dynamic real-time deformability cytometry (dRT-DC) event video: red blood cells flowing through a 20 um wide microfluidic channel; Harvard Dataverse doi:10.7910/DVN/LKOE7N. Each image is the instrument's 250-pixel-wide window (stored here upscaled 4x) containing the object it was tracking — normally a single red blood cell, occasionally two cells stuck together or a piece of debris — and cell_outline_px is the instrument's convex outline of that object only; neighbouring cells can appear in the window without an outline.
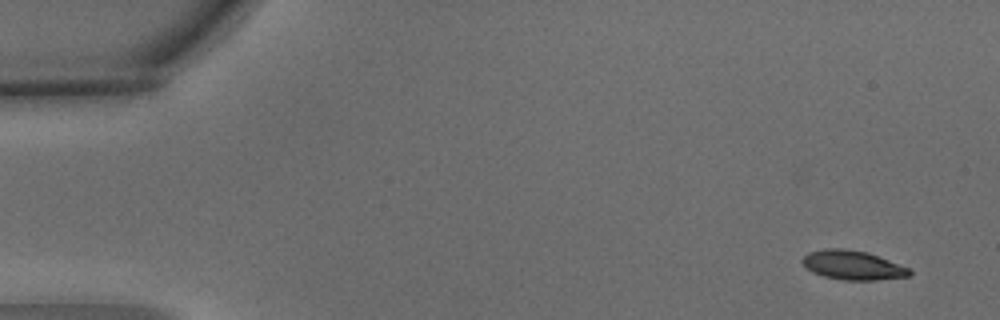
{"species": "common noctule bat (a hibernating species)", "species_latin": "Nyctalus noctula", "temperature_condition": "warm", "stored_images_in_passage": 4, "camera_frame_rate_fps": 3000, "um_per_image_px": 0.085, "animal": {"sex": "male", "body_mass_g": 15.6}, "frame": {"image": 1, "passage_image": 1, "time_ms": 0.0, "image_size_px": [1000, 320], "cell_outline_px": [[912, 272], [908, 276], [876, 280], [844, 280], [824, 276], [812, 272], [800, 260], [808, 252], [824, 248], [844, 248], [868, 252], [908, 268]], "centroid_in_image_um": [72.44, 22.53], "position_along_channel_um": 12.6, "area_um2": 18.09}}
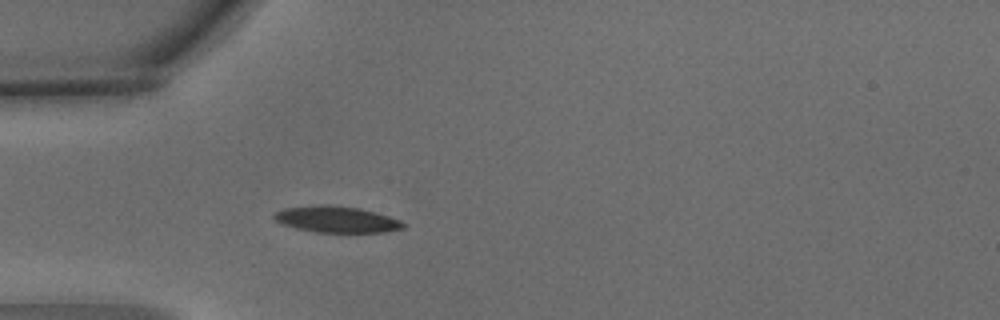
{"frame": {"image": 2, "passage_image": 4, "time_ms": 1.0, "image_size_px": [1000, 320], "cell_outline_px": [[408, 224], [404, 228], [384, 232], [316, 232], [296, 228], [280, 224], [272, 216], [276, 212], [284, 208], [320, 204], [332, 204], [360, 208], [376, 212], [400, 220]], "centroid_in_image_um": [28.62, 18.64], "position_along_channel_um": 56.4, "area_um2": 20.0}}